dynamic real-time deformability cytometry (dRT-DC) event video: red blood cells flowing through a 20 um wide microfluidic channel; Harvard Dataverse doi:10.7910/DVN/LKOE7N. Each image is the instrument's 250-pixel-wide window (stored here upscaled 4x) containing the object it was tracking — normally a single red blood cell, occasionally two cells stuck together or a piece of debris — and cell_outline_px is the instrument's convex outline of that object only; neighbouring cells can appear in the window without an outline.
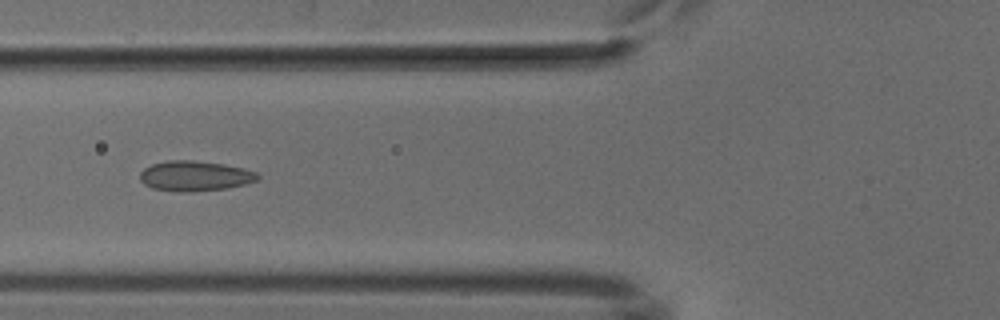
{"species": "common noctule bat (a hibernating species)", "species_latin": "Nyctalus noctula", "temperature_condition": "cold", "stored_images_in_passage": 5, "camera_frame_rate_fps": 3000, "um_per_image_px": 0.085, "animal": {"sex": "male", "body_mass_g": 18.8}, "frame": {"image": 1, "passage_image": 5, "time_ms": 4.667, "image_size_px": [1000, 320], "cell_outline_px": [[260, 176], [256, 180], [244, 184], [228, 188], [192, 192], [176, 192], [152, 188], [144, 184], [140, 180], [140, 172], [144, 168], [152, 164], [168, 160], [192, 160], [224, 164], [244, 168], [256, 172]], "centroid_in_image_um": [16.55, 14.96], "position_along_channel_um": 109.3, "area_um2": 20.81}}